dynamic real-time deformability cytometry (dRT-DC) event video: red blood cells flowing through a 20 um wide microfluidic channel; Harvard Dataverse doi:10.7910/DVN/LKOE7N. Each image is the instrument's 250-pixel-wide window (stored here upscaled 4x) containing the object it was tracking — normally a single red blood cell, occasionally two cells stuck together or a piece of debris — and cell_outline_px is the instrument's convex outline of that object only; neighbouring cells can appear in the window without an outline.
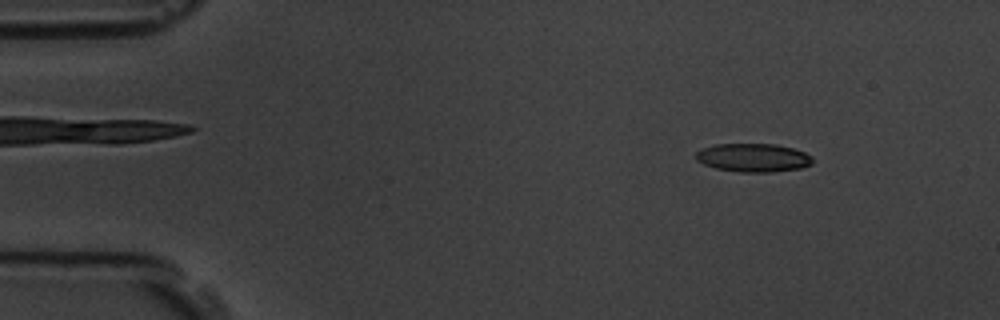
{"species": "common noctule bat (a hibernating species)", "species_latin": "Nyctalus noctula", "temperature_condition": "room temperature", "stored_images_in_passage": 57, "camera_frame_rate_fps": 3000, "um_per_image_px": 0.085, "animal": {"sex": "male", "body_mass_g": 19.5, "forearm_length_mm": 54.6}, "frame": {"image": 1, "passage_image": 7, "time_ms": 2.0, "image_size_px": [1000, 320], "cell_outline_px": [[812, 164], [800, 168], [772, 172], [740, 172], [716, 168], [704, 164], [696, 160], [696, 152], [700, 148], [712, 144], [776, 144], [792, 148], [804, 152], [812, 156]], "centroid_in_image_um": [64.0, 13.39], "position_along_channel_um": 21.0, "area_um2": 19.42}}
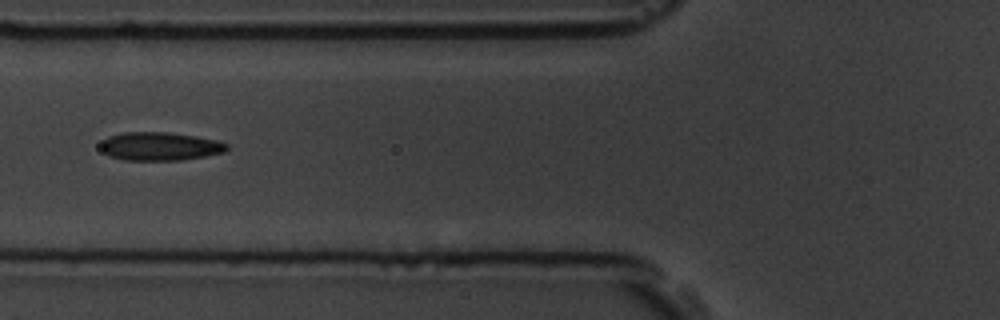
{"frame": {"image": 2, "passage_image": 22, "time_ms": 7.0, "image_size_px": [1000, 320], "cell_outline_px": [[228, 148], [224, 152], [204, 156], [180, 160], [124, 160], [108, 156], [100, 148], [100, 144], [108, 136], [124, 132], [168, 132], [196, 136], [216, 140], [228, 144]], "centroid_in_image_um": [13.57, 12.43], "position_along_channel_um": 112.2, "area_um2": 20.87}}
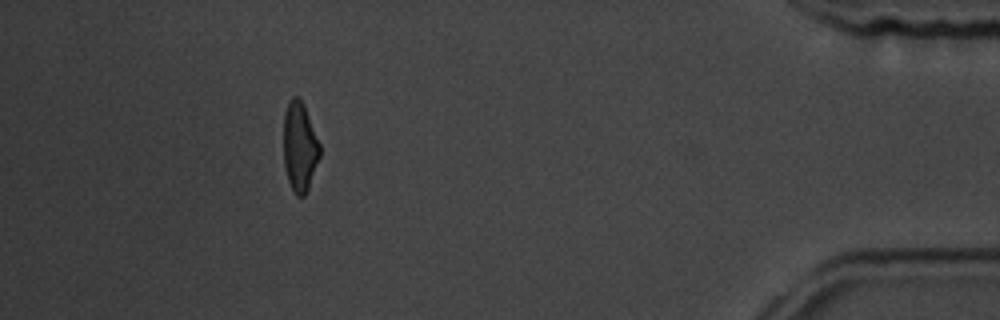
{"frame": {"image": 3, "passage_image": 52, "time_ms": 17.0, "image_size_px": [1000, 320], "cell_outline_px": [[320, 156], [308, 188], [304, 196], [296, 196], [288, 180], [284, 168], [284, 112], [288, 100], [292, 96], [296, 96], [304, 104], [320, 144]], "centroid_in_image_um": [25.46, 12.45], "position_along_channel_um": 409.7, "area_um2": 18.9}, "authors_computed_cell_mechanics": {"area_um2": 19.941, "velocity_mm_per_s": 3.5504, "shape_relaxation_time_tau1_ms": 6.1182, "shape_relaxation_time_tau2_ms": 1.9384, "deformation_change_tau1": 0.145, "deformation_change_tau2": 0.1033}}